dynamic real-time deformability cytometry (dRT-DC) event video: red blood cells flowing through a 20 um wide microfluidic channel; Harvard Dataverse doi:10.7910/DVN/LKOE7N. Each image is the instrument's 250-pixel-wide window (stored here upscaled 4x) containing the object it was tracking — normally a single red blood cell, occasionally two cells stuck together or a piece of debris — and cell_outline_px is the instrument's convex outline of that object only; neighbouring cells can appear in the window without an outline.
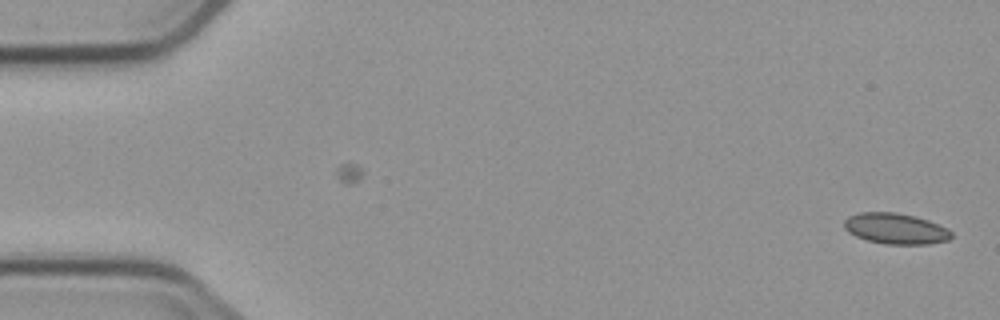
{"species": "common noctule bat (a hibernating species)", "species_latin": "Nyctalus noctula", "temperature_condition": "cold", "stored_images_in_passage": 2, "camera_frame_rate_fps": 3000, "um_per_image_px": 0.085, "animal": {"sex": "male", "body_mass_g": 23.1, "forearm_length_mm": 52.7}, "frame": {"image": 1, "passage_image": 2, "time_ms": 1.333, "image_size_px": [1000, 320], "cell_outline_px": [[952, 236], [948, 240], [928, 244], [884, 244], [868, 240], [856, 236], [848, 232], [844, 228], [844, 220], [848, 216], [860, 212], [896, 212], [916, 216], [928, 220], [948, 228], [952, 232]], "centroid_in_image_um": [76.13, 19.42], "position_along_channel_um": 8.9, "area_um2": 19.36}}